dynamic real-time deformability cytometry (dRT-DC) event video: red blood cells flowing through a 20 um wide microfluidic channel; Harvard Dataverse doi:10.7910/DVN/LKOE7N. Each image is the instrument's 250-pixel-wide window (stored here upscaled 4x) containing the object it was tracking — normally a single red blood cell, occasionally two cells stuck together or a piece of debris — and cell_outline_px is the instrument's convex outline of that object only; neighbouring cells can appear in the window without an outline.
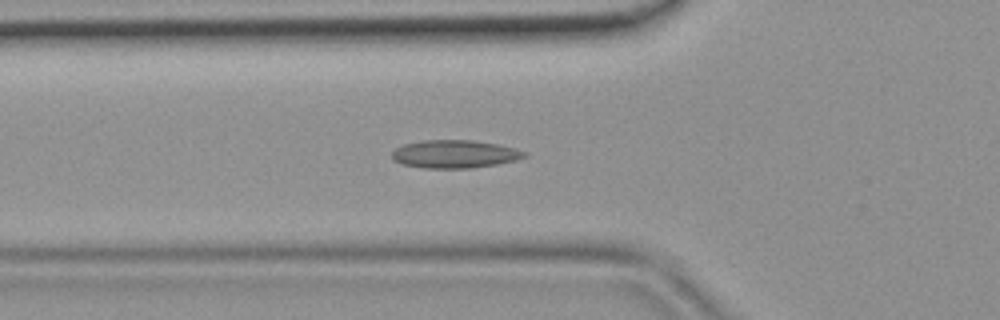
{"species": "common noctule bat (a hibernating species)", "species_latin": "Nyctalus noctula", "temperature_condition": "room temperature", "stored_images_in_passage": 41, "camera_frame_rate_fps": 3000, "um_per_image_px": 0.085, "animal": {"sex": "female", "body_mass_g": 19.9}, "frame": {"image": 1, "passage_image": 12, "time_ms": 3.667, "image_size_px": [1000, 320], "cell_outline_px": [[528, 156], [516, 160], [496, 164], [468, 168], [424, 168], [404, 164], [392, 160], [392, 152], [396, 148], [404, 144], [424, 140], [472, 140], [500, 144], [516, 148], [528, 152]], "centroid_in_image_um": [38.69, 13.09], "position_along_channel_um": 87.1, "area_um2": 21.68}}
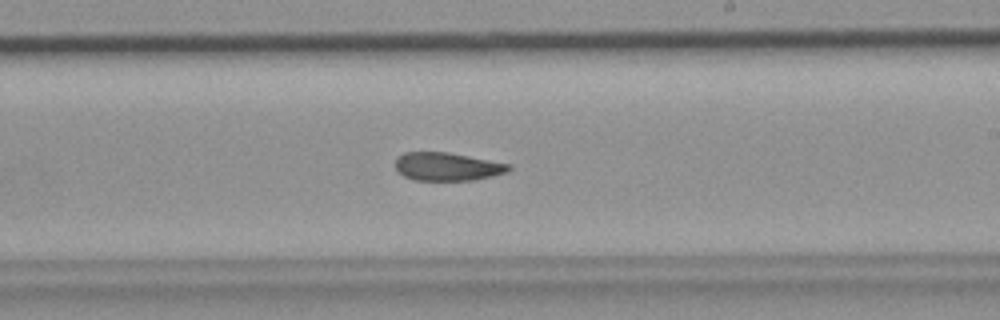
{"frame": {"image": 2, "passage_image": 23, "time_ms": 7.333, "image_size_px": [1000, 320], "cell_outline_px": [[512, 168], [508, 172], [492, 176], [472, 180], [416, 180], [404, 176], [396, 168], [396, 156], [404, 152], [448, 152], [512, 164]], "centroid_in_image_um": [38.04, 14.15], "position_along_channel_um": 251.0, "area_um2": 18.67}}
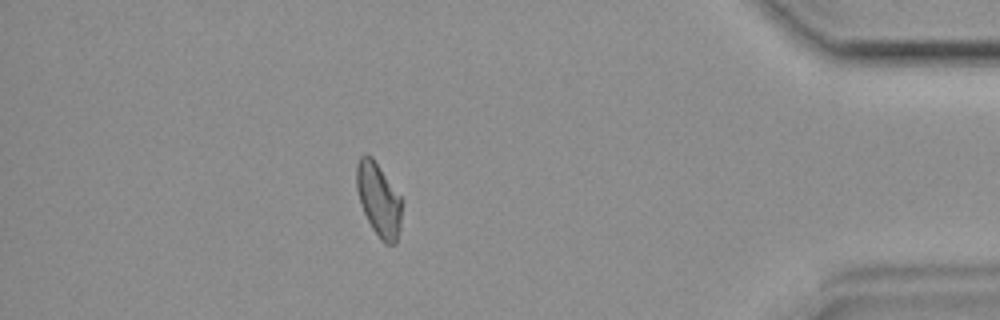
{"frame": {"image": 3, "passage_image": 36, "time_ms": 11.667, "image_size_px": [1000, 320], "cell_outline_px": [[404, 200], [400, 228], [396, 244], [384, 244], [380, 240], [372, 228], [360, 204], [356, 188], [356, 164], [360, 156], [364, 152], [372, 156]], "centroid_in_image_um": [32.21, 16.96], "position_along_channel_um": 403.0, "area_um2": 19.94}}